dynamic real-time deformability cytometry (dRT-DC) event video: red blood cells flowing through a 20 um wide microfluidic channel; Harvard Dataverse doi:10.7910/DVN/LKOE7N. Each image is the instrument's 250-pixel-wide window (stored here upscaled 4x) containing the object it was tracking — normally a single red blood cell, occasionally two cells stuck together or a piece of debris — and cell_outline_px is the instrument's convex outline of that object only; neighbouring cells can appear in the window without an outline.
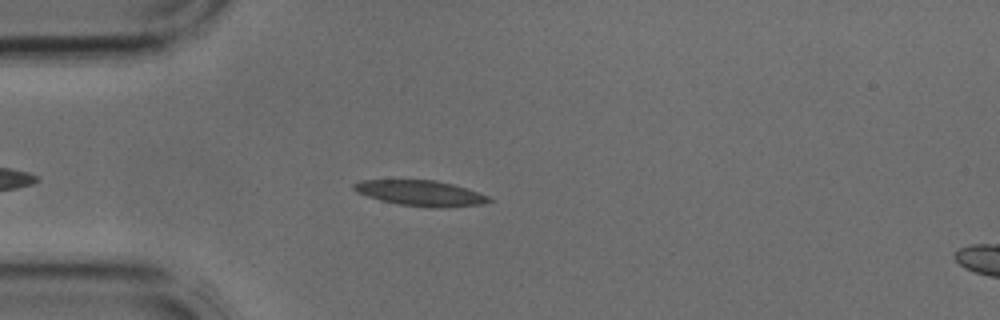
{"species": "common noctule bat (a hibernating species)", "species_latin": "Nyctalus noctula", "temperature_condition": "cold", "stored_images_in_passage": 3, "camera_frame_rate_fps": 3000, "um_per_image_px": 0.085, "animal": {"sex": "male", "body_mass_g": 17.9, "forearm_length_mm": 54.2}, "frame": {"image": 1, "passage_image": 2, "time_ms": 0.333, "image_size_px": [1000, 320], "cell_outline_px": [[492, 200], [480, 204], [440, 208], [400, 204], [380, 200], [356, 192], [352, 188], [352, 184], [364, 180], [436, 180], [452, 184], [488, 196]], "centroid_in_image_um": [35.7, 16.41], "position_along_channel_um": 49.3, "area_um2": 19.65}}